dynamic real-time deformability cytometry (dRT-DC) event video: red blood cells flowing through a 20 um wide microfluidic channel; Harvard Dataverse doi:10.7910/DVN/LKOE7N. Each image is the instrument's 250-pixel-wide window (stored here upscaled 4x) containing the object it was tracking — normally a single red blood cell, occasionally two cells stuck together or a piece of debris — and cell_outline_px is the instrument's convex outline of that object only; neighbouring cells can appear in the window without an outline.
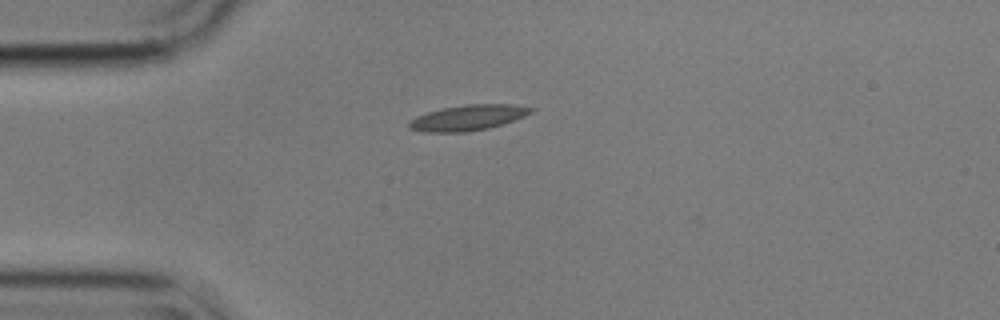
{"species": "common noctule bat (a hibernating species)", "species_latin": "Nyctalus noctula", "temperature_condition": "cold", "stored_images_in_passage": 29, "camera_frame_rate_fps": 3000, "um_per_image_px": 0.085, "animal": {"sex": "male", "body_mass_g": 17.9}, "frame": {"image": 1, "passage_image": 1, "time_ms": 0.0, "image_size_px": [1000, 320], "cell_outline_px": [[536, 108], [532, 112], [524, 116], [488, 128], [468, 132], [424, 132], [408, 128], [408, 124], [416, 116], [428, 112], [444, 108], [464, 104], [512, 104]], "centroid_in_image_um": [39.77, 10.0], "position_along_channel_um": 45.2, "area_um2": 17.98}}
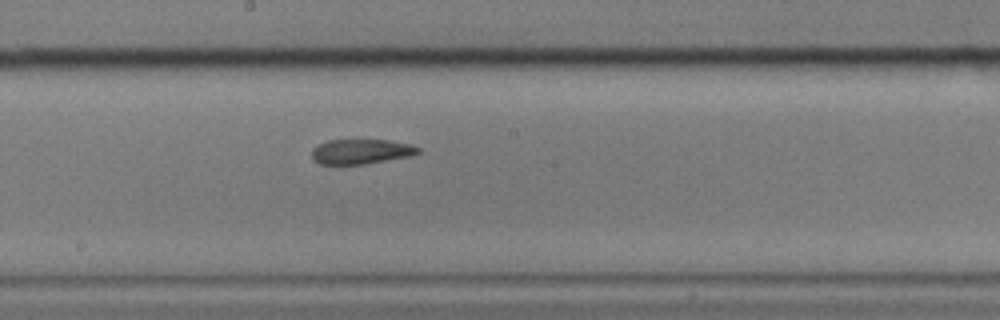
{"frame": {"image": 2, "passage_image": 17, "time_ms": 5.333, "image_size_px": [1000, 320], "cell_outline_px": [[420, 152], [412, 156], [364, 164], [320, 164], [312, 160], [312, 148], [316, 144], [328, 140], [388, 140], [412, 144], [420, 148]], "centroid_in_image_um": [30.68, 12.88], "position_along_channel_um": 217.5, "area_um2": 15.61}}
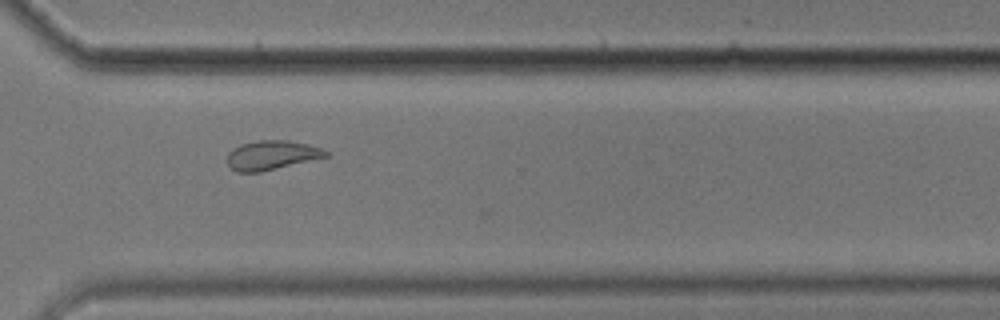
{"frame": {"image": 3, "passage_image": 28, "time_ms": 9.0, "image_size_px": [1000, 320], "cell_outline_px": [[328, 156], [260, 172], [236, 172], [228, 164], [228, 152], [232, 148], [240, 144], [260, 140], [288, 140], [308, 144], [320, 148], [328, 152]], "centroid_in_image_um": [23.06, 13.18], "position_along_channel_um": 347.5, "area_um2": 16.65}}